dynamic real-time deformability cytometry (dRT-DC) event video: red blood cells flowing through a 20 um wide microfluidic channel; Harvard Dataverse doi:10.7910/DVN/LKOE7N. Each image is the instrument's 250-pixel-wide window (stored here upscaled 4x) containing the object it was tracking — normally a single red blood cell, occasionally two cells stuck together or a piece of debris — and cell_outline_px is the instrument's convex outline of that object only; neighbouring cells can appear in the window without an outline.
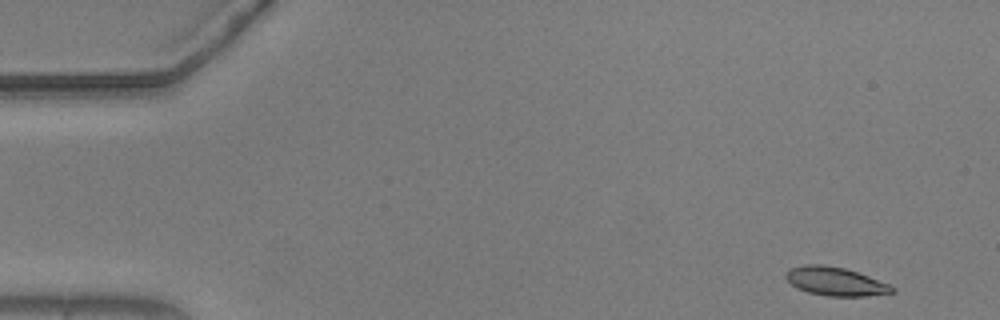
{"species": "common noctule bat (a hibernating species)", "species_latin": "Nyctalus noctula", "temperature_condition": "warm", "stored_images_in_passage": 52, "camera_frame_rate_fps": 3000, "um_per_image_px": 0.085, "animal": {"sex": "male", "body_mass_g": 20.5, "forearm_length_mm": 52.5}, "frame": {"image": 1, "passage_image": 1, "time_ms": 0.0, "image_size_px": [1000, 320], "cell_outline_px": [[896, 292], [868, 296], [828, 296], [808, 292], [796, 288], [784, 276], [788, 268], [804, 264], [824, 264], [844, 268], [868, 276], [888, 284], [896, 288]], "centroid_in_image_um": [70.99, 23.91], "position_along_channel_um": 14.0, "area_um2": 17.74}}
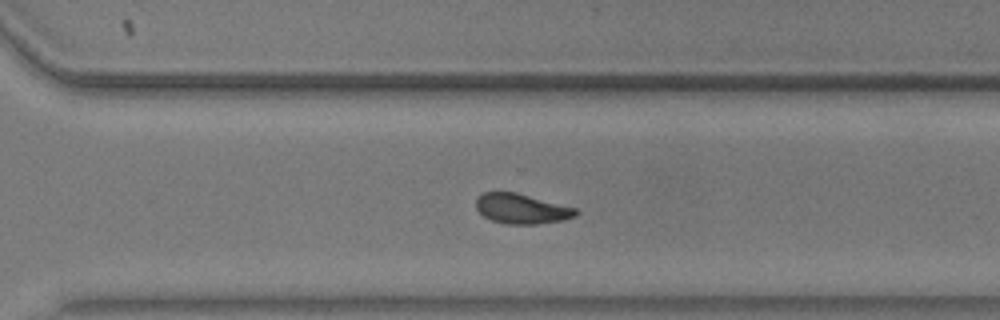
{"frame": {"image": 2, "passage_image": 36, "time_ms": 11.667, "image_size_px": [1000, 320], "cell_outline_px": [[580, 212], [576, 216], [564, 220], [536, 224], [508, 224], [492, 220], [484, 216], [476, 208], [476, 200], [484, 192], [516, 192], [576, 208]], "centroid_in_image_um": [44.37, 17.74], "position_along_channel_um": 326.2, "area_um2": 17.34}}
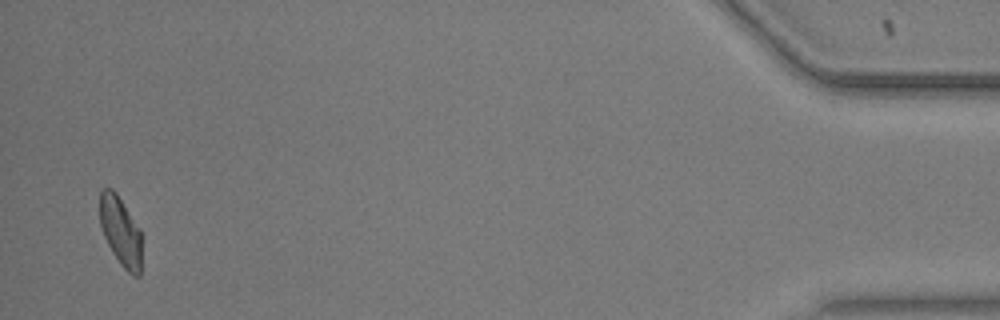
{"frame": {"image": 3, "passage_image": 51, "time_ms": 16.667, "image_size_px": [1000, 320], "cell_outline_px": [[140, 276], [132, 276], [120, 264], [112, 252], [104, 236], [100, 224], [100, 192], [104, 188], [112, 188], [116, 192], [140, 228]], "centroid_in_image_um": [10.24, 19.65], "position_along_channel_um": 425.0, "area_um2": 16.76}}